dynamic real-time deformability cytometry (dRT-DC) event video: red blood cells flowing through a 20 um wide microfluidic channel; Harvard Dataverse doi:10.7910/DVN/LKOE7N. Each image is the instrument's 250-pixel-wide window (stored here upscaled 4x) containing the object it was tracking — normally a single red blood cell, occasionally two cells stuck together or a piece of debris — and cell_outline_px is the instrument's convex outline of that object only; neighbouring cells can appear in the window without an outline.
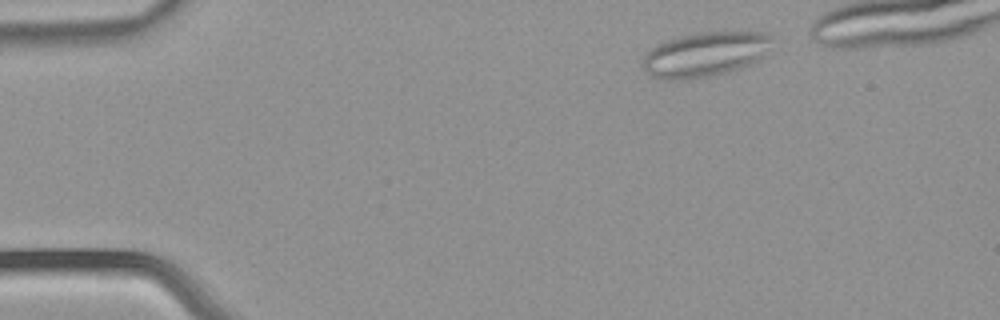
{"species": "common noctule bat (a hibernating species)", "species_latin": "Nyctalus noctula", "temperature_condition": "warm", "stored_images_in_passage": 42, "camera_frame_rate_fps": 3000, "um_per_image_px": 0.085, "animal": {"sex": "male", "body_mass_g": 21.5, "forearm_length_mm": 52.0}, "frame": {"image": 1, "passage_image": 3, "time_ms": 0.667, "image_size_px": [1000, 320], "cell_outline_px": [[772, 36], [760, 56], [756, 60], [748, 64], [724, 72], [708, 76], [684, 80], [668, 80], [652, 76], [644, 68], [644, 56], [656, 44], [664, 40], [680, 36], [700, 32], [764, 32]], "centroid_in_image_um": [59.84, 4.61], "position_along_channel_um": 25.2, "area_um2": 32.71}}
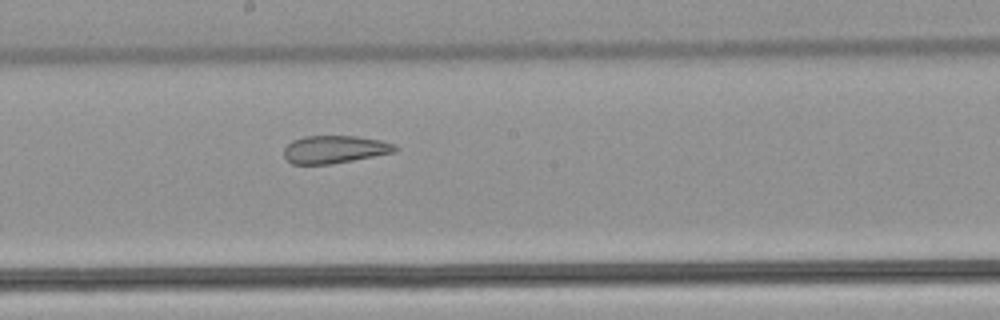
{"frame": {"image": 2, "passage_image": 24, "time_ms": 7.667, "image_size_px": [1000, 320], "cell_outline_px": [[400, 148], [396, 152], [332, 164], [292, 164], [284, 156], [284, 148], [292, 140], [304, 136], [356, 136], [380, 140], [396, 144]], "centroid_in_image_um": [28.48, 12.69], "position_along_channel_um": 219.7, "area_um2": 18.09}}
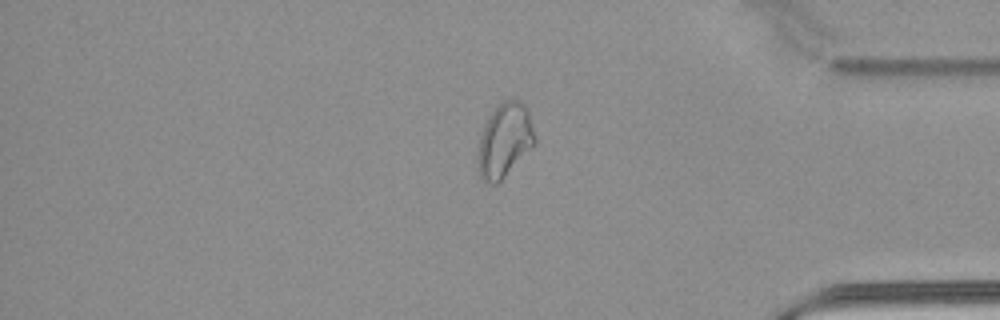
{"frame": {"image": 3, "passage_image": 39, "time_ms": 12.667, "image_size_px": [1000, 320], "cell_outline_px": [[536, 144], [496, 184], [488, 184], [480, 180], [480, 136], [484, 124], [492, 112], [504, 100], [520, 100], [528, 108], [536, 140]], "centroid_in_image_um": [42.93, 11.91], "position_along_channel_um": 392.3, "area_um2": 24.04}}